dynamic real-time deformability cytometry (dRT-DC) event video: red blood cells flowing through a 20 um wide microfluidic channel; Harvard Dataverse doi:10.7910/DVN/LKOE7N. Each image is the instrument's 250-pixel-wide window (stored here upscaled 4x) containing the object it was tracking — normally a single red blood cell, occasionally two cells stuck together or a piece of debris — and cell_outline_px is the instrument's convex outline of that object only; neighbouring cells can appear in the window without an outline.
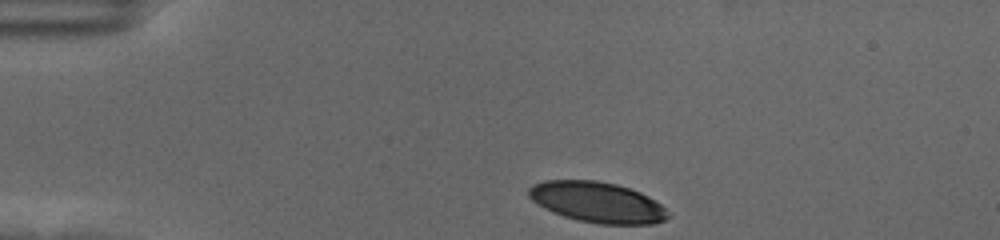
{"species": "human", "species_latin": "Homo sapiens", "temperature_condition": "cold", "stored_images_in_passage": 37, "camera_frame_rate_fps": 3000, "um_per_image_px": 0.085, "donor": {"sex": "female"}, "frame": {"image": 1, "passage_image": 1, "time_ms": 0.0, "image_size_px": [1000, 240], "cell_outline_px": [[672, 216], [664, 220], [652, 224], [600, 224], [576, 220], [552, 212], [544, 208], [532, 200], [528, 196], [528, 188], [532, 184], [544, 180], [596, 180], [616, 184], [640, 192], [648, 196], [660, 204]], "centroid_in_image_um": [50.75, 17.19], "position_along_channel_um": 34.2, "area_um2": 33.06}}
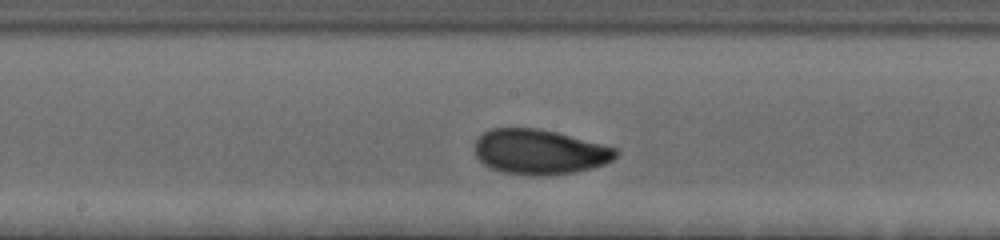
{"frame": {"image": 2, "passage_image": 20, "time_ms": 6.333, "image_size_px": [1000, 240], "cell_outline_px": [[620, 152], [612, 160], [604, 164], [592, 168], [572, 172], [548, 176], [536, 176], [504, 172], [492, 168], [484, 164], [476, 156], [476, 140], [484, 132], [492, 128], [536, 128], [556, 132], [616, 148]], "centroid_in_image_um": [45.87, 12.91], "position_along_channel_um": 202.3, "area_um2": 36.7}}
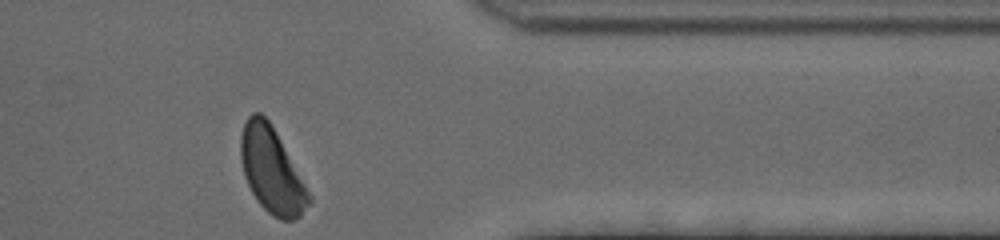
{"frame": {"image": 3, "passage_image": 37, "time_ms": 12.0, "image_size_px": [1000, 240], "cell_outline_px": [[312, 200], [300, 216], [292, 220], [280, 220], [272, 216], [260, 204], [252, 192], [244, 176], [240, 156], [240, 136], [244, 124], [248, 116], [252, 112], [260, 112], [268, 120], [276, 132], [312, 196]], "centroid_in_image_um": [23.08, 14.48], "position_along_channel_um": 388.3, "area_um2": 33.76}, "authors_computed_cell_mechanics": {"area_um2": 35.547, "velocity_mm_per_s": 3.5071, "shape_relaxation_time_tau1_ms": 2.9895, "shape_relaxation_time_tau2_ms": 1.5605, "deformation_change_tau1": 0.1259, "deformation_change_tau2": 0.0606}}